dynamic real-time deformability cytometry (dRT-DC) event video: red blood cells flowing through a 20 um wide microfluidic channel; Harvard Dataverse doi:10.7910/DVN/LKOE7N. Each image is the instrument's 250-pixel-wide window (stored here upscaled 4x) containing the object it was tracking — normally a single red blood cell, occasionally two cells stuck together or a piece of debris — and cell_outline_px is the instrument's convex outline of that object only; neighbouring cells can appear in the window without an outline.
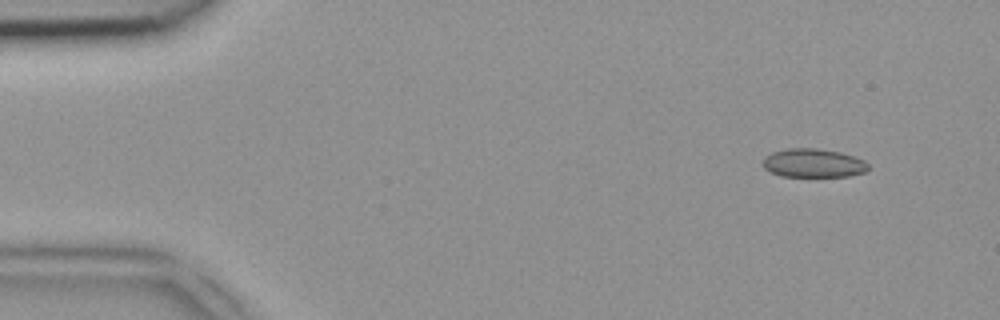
{"species": "common noctule bat (a hibernating species)", "species_latin": "Nyctalus noctula", "temperature_condition": "room temperature", "stored_images_in_passage": 44, "camera_frame_rate_fps": 3000, "um_per_image_px": 0.085, "animal": {"sex": "female", "body_mass_g": 18.4}, "frame": {"image": 1, "passage_image": 1, "time_ms": 0.0, "image_size_px": [1000, 320], "cell_outline_px": [[868, 168], [864, 172], [848, 176], [780, 176], [764, 168], [764, 156], [772, 152], [784, 148], [816, 148], [840, 152], [864, 160], [868, 164]], "centroid_in_image_um": [69.11, 13.85], "position_along_channel_um": 15.9, "area_um2": 17.51}}
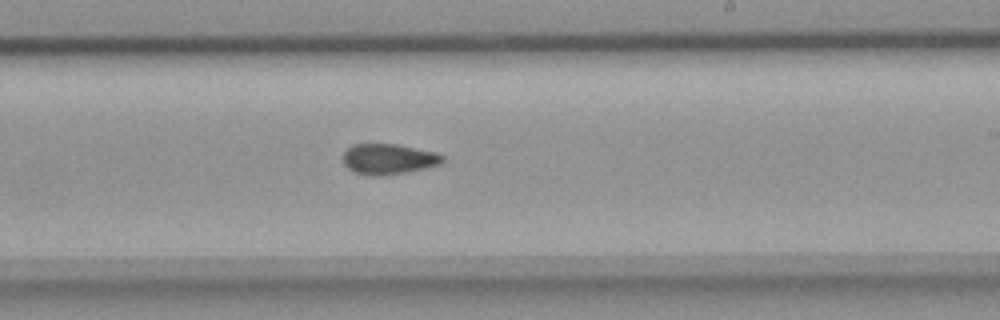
{"frame": {"image": 2, "passage_image": 25, "time_ms": 8.0, "image_size_px": [1000, 320], "cell_outline_px": [[444, 160], [440, 164], [424, 168], [404, 172], [356, 172], [348, 168], [344, 164], [344, 152], [352, 144], [396, 144], [436, 152], [444, 156]], "centroid_in_image_um": [33.07, 13.45], "position_along_channel_um": 255.9, "area_um2": 16.7}}
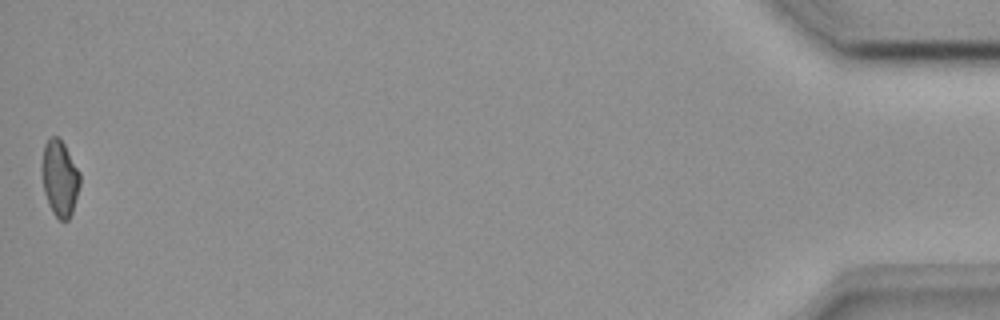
{"frame": {"image": 3, "passage_image": 44, "time_ms": 14.333, "image_size_px": [1000, 320], "cell_outline_px": [[80, 184], [72, 212], [68, 220], [60, 220], [52, 212], [48, 204], [44, 192], [40, 168], [40, 164], [44, 144], [52, 136], [56, 136], [64, 144], [80, 172]], "centroid_in_image_um": [5.05, 15.14], "position_along_channel_um": 430.2, "area_um2": 16.99}}